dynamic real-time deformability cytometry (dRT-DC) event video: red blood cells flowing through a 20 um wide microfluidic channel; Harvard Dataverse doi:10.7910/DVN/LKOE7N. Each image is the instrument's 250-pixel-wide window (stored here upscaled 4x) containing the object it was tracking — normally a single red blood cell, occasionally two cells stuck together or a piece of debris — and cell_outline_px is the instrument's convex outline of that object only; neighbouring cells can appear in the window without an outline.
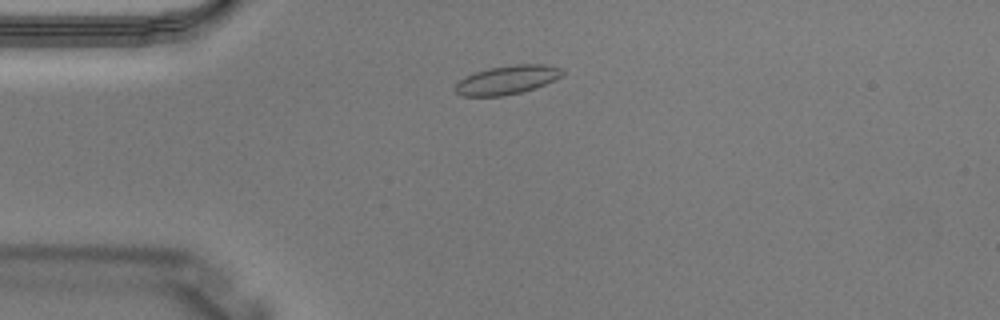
{"species": "Egyptian fruit bat (a non-hibernating species)", "species_latin": "Rousettus aegyptiacus", "temperature_condition": "warm", "stored_images_in_passage": 2, "camera_frame_rate_fps": 3000, "um_per_image_px": 0.085, "animal": {"sex": "male"}, "frame": {"image": 1, "passage_image": 2, "time_ms": 0.333, "image_size_px": [1000, 320], "cell_outline_px": [[564, 72], [560, 76], [536, 88], [504, 96], [460, 96], [452, 88], [464, 76], [488, 68], [516, 64], [544, 64], [560, 68]], "centroid_in_image_um": [43.04, 6.79], "position_along_channel_um": 42.0, "area_um2": 17.92}}